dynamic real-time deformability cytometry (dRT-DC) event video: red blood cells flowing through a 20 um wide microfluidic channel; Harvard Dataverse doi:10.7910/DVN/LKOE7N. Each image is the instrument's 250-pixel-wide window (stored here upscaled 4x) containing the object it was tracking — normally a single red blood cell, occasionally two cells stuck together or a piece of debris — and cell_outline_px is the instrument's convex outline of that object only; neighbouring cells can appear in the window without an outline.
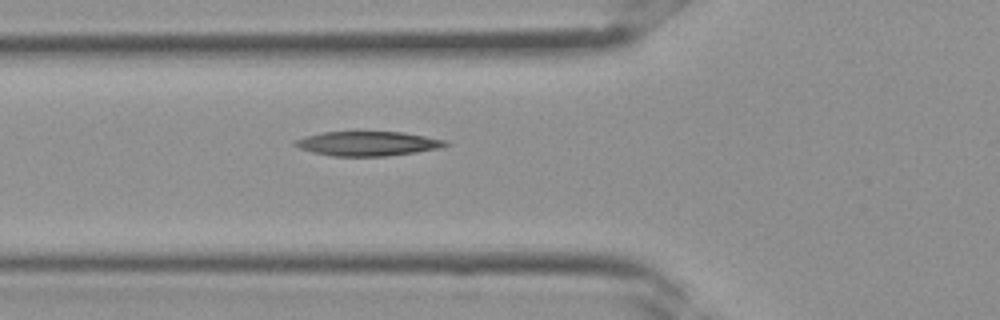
{"species": "Egyptian fruit bat (a non-hibernating species)", "species_latin": "Rousettus aegyptiacus", "temperature_condition": "room temperature", "stored_images_in_passage": 26, "camera_frame_rate_fps": 3000, "um_per_image_px": 0.085, "frame": {"image": 1, "passage_image": 6, "time_ms": 1.667, "image_size_px": [1000, 320], "cell_outline_px": [[448, 144], [440, 148], [416, 152], [388, 156], [332, 156], [312, 152], [300, 148], [292, 144], [292, 140], [304, 136], [324, 132], [404, 132], [448, 140]], "centroid_in_image_um": [31.24, 12.2], "position_along_channel_um": 94.6, "area_um2": 21.56}}
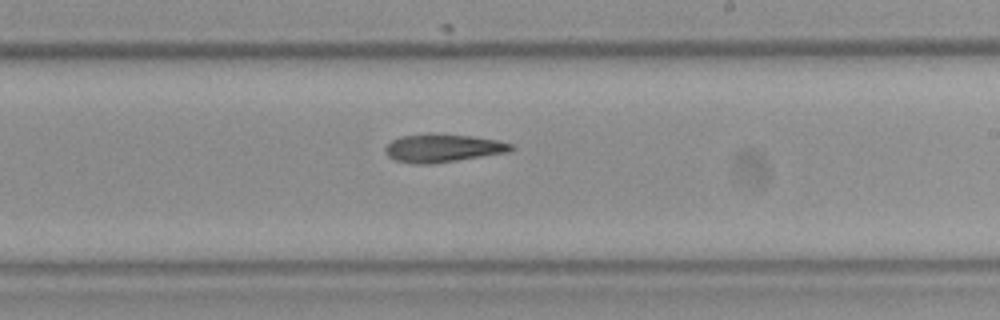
{"frame": {"image": 2, "passage_image": 14, "time_ms": 4.333, "image_size_px": [1000, 320], "cell_outline_px": [[516, 148], [508, 152], [432, 164], [412, 164], [396, 160], [388, 156], [384, 152], [384, 148], [392, 140], [400, 136], [428, 132], [432, 132], [472, 136], [500, 140], [512, 144]], "centroid_in_image_um": [37.63, 12.57], "position_along_channel_um": 251.4, "area_um2": 21.04}}
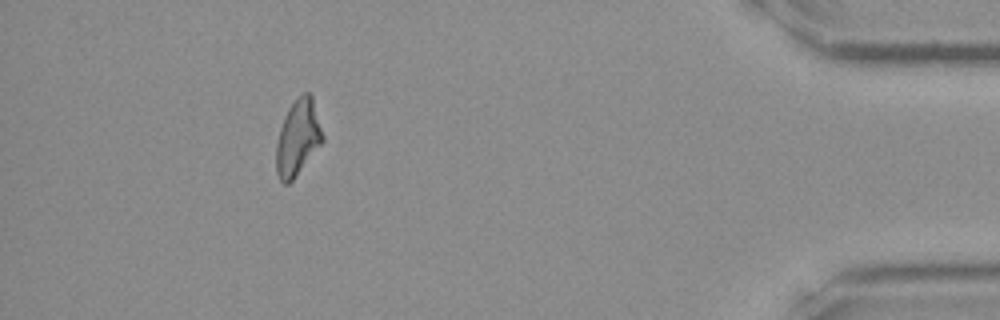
{"frame": {"image": 3, "passage_image": 25, "time_ms": 8.0, "image_size_px": [1000, 320], "cell_outline_px": [[324, 140], [292, 180], [288, 184], [284, 184], [280, 180], [276, 172], [276, 144], [280, 128], [284, 116], [288, 108], [304, 92], [308, 92], [312, 96], [324, 136]], "centroid_in_image_um": [25.31, 11.71], "position_along_channel_um": 409.9, "area_um2": 20.23}}